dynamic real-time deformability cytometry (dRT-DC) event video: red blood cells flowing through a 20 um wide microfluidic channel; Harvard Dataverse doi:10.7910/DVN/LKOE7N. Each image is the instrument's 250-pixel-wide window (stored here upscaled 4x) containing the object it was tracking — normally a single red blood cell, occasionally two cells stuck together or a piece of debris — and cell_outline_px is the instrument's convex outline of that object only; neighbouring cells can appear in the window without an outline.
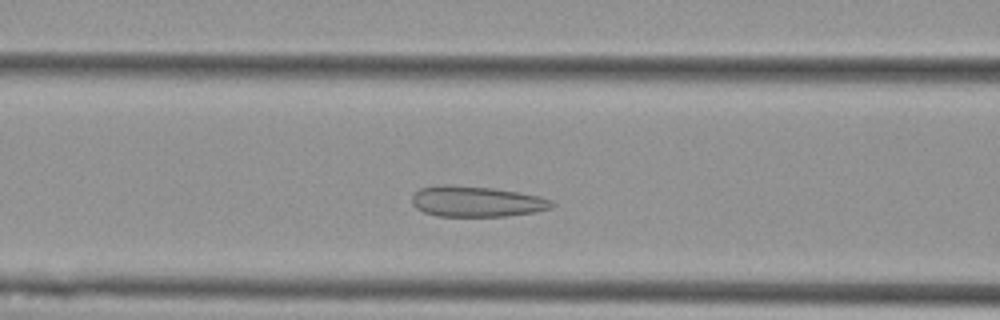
{"species": "Egyptian fruit bat (a non-hibernating species)", "species_latin": "Rousettus aegyptiacus", "temperature_condition": "cold", "stored_images_in_passage": 43, "camera_frame_rate_fps": 3000, "um_per_image_px": 0.085, "animal": {"sex": "female"}, "frame": {"image": 1, "passage_image": 12, "time_ms": 3.667, "image_size_px": [1000, 320], "cell_outline_px": [[556, 204], [552, 208], [536, 212], [504, 216], [436, 216], [424, 212], [416, 208], [412, 204], [412, 196], [420, 188], [436, 184], [444, 184], [496, 188], [520, 192], [540, 196], [552, 200]], "centroid_in_image_um": [40.52, 17.12], "position_along_channel_um": 126.1, "area_um2": 25.37}}
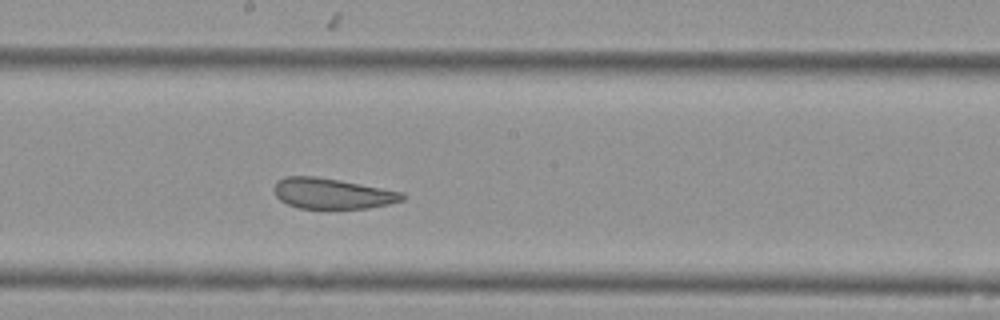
{"frame": {"image": 2, "passage_image": 20, "time_ms": 6.333, "image_size_px": [1000, 320], "cell_outline_px": [[408, 196], [404, 200], [388, 204], [368, 208], [300, 208], [288, 204], [280, 200], [276, 196], [272, 188], [276, 180], [284, 176], [316, 176], [340, 180], [404, 192]], "centroid_in_image_um": [28.23, 16.43], "position_along_channel_um": 220.0, "area_um2": 23.06}}
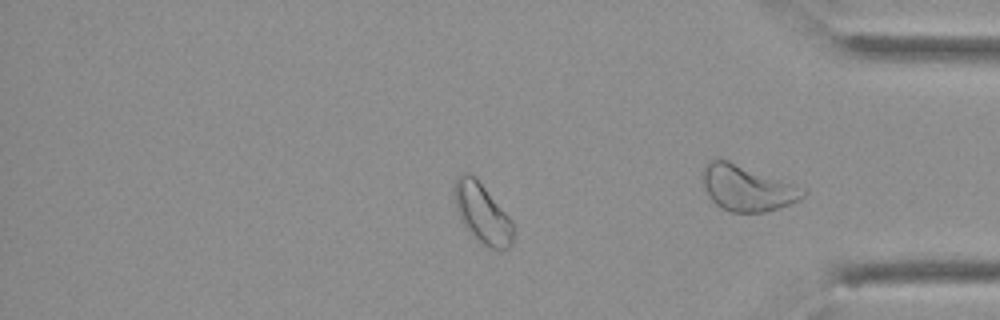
{"frame": {"image": 3, "passage_image": 33, "time_ms": 10.667, "image_size_px": [1000, 320], "cell_outline_px": [[512, 244], [508, 248], [488, 248], [468, 232], [460, 220], [456, 208], [452, 192], [452, 184], [460, 172], [468, 172], [476, 176], [512, 220]], "centroid_in_image_um": [40.92, 18.06], "position_along_channel_um": 394.3, "area_um2": 20.87}, "authors_computed_cell_mechanics": {"area_um2": 24.1026, "velocity_mm_per_s": 3.5411, "shape_relaxation_time_tau1_ms": null, "shape_relaxation_time_tau2_ms": 1.5811, "deformation_change_tau1": null, "deformation_change_tau2": 0.0829}}